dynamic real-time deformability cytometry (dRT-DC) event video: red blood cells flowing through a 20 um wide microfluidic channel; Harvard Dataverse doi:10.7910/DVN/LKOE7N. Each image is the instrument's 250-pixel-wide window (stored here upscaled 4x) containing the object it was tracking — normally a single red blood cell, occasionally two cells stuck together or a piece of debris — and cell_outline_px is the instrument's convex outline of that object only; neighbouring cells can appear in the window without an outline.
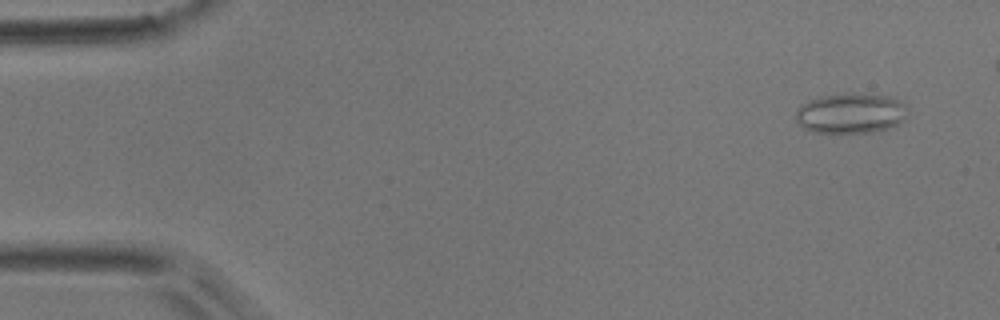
{"species": "common noctule bat (a hibernating species)", "species_latin": "Nyctalus noctula", "temperature_condition": "room temperature", "stored_images_in_passage": 51, "camera_frame_rate_fps": 3000, "um_per_image_px": 0.085, "animal": {"sex": "male", "body_mass_g": 17.9}, "frame": {"image": 1, "passage_image": 4, "time_ms": 1.0, "image_size_px": [1000, 320], "cell_outline_px": [[908, 116], [904, 120], [888, 128], [872, 132], [812, 132], [804, 128], [796, 120], [796, 108], [800, 104], [808, 100], [820, 96], [848, 92], [852, 92], [888, 96], [900, 100], [904, 104]], "centroid_in_image_um": [72.29, 9.6], "position_along_channel_um": 12.7, "area_um2": 26.47}}
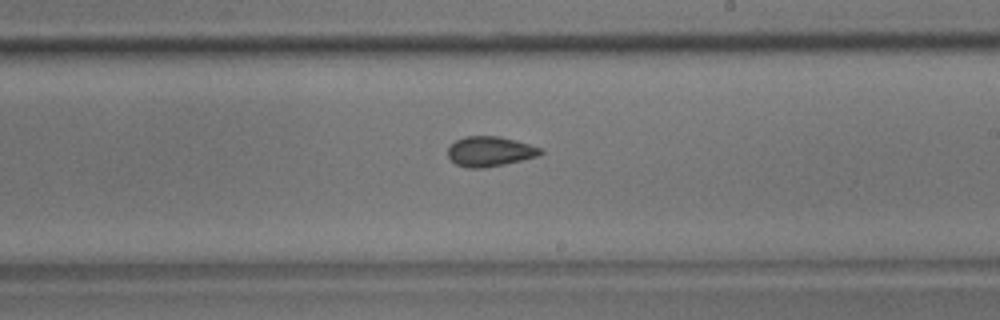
{"frame": {"image": 2, "passage_image": 32, "time_ms": 10.333, "image_size_px": [1000, 320], "cell_outline_px": [[544, 152], [540, 156], [504, 164], [484, 168], [468, 168], [456, 164], [448, 156], [448, 148], [456, 140], [464, 136], [500, 136], [528, 144], [540, 148]], "centroid_in_image_um": [41.64, 12.87], "position_along_channel_um": 247.4, "area_um2": 16.13}}
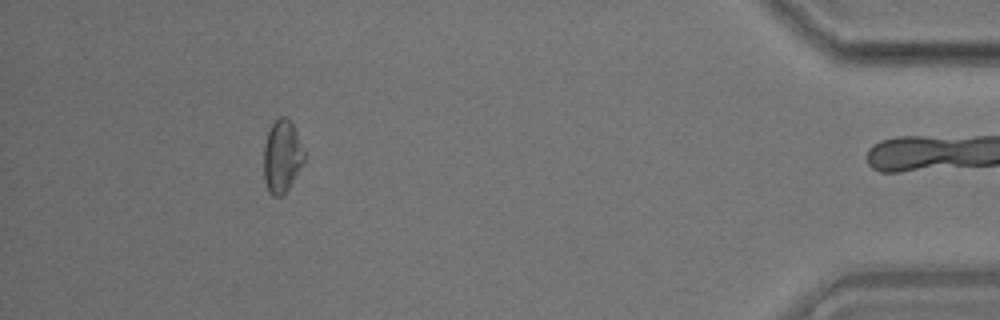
{"frame": {"image": 3, "passage_image": 50, "time_ms": 16.333, "image_size_px": [1000, 320], "cell_outline_px": [[304, 160], [288, 188], [280, 196], [272, 196], [268, 192], [264, 180], [264, 144], [268, 132], [272, 124], [280, 116], [284, 116], [292, 124], [296, 132], [304, 152]], "centroid_in_image_um": [23.94, 13.3], "position_along_channel_um": 411.3, "area_um2": 16.7}, "authors_computed_cell_mechanics": {"area_um2": 16.5886, "velocity_mm_per_s": 3.7003, "shape_relaxation_time_tau1_ms": null, "shape_relaxation_time_tau2_ms": 4.149, "deformation_change_tau1": null, "deformation_change_tau2": 0.1027}}